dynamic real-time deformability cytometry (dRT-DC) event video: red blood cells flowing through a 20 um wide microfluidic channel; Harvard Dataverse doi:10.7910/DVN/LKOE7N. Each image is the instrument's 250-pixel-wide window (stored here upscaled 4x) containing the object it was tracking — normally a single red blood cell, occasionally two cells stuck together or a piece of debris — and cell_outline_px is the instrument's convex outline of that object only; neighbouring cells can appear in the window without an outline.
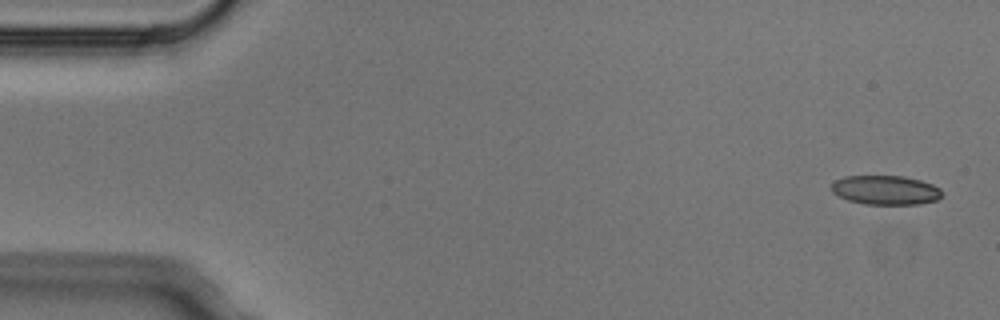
{"species": "Egyptian fruit bat (a non-hibernating species)", "species_latin": "Rousettus aegyptiacus", "temperature_condition": "cold", "stored_images_in_passage": 5, "camera_frame_rate_fps": 3000, "um_per_image_px": 0.085, "animal": {"sex": "male"}, "frame": {"image": 1, "passage_image": 1, "time_ms": 0.0, "image_size_px": [1000, 320], "cell_outline_px": [[944, 192], [936, 200], [916, 204], [864, 204], [848, 200], [836, 196], [832, 192], [832, 184], [836, 180], [844, 176], [904, 176], [920, 180], [932, 184], [940, 188]], "centroid_in_image_um": [75.26, 16.15], "position_along_channel_um": 9.7, "area_um2": 18.84}}